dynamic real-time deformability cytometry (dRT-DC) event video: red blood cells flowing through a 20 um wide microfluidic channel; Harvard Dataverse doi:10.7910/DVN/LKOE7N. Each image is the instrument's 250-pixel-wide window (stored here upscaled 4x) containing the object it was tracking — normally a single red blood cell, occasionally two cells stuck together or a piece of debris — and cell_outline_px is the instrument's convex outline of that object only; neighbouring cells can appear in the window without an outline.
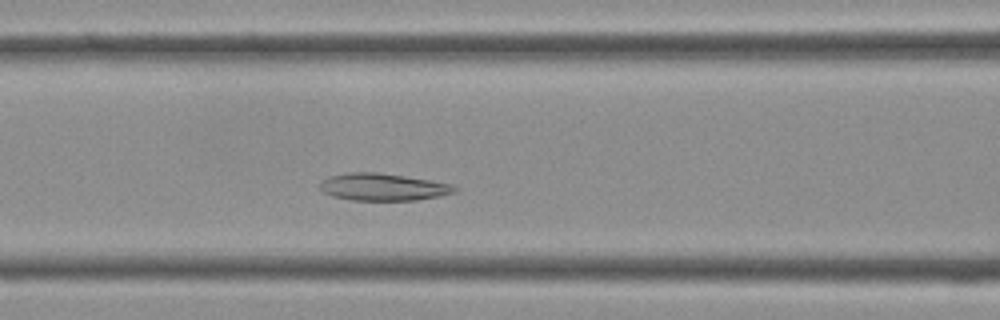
{"species": "Egyptian fruit bat (a non-hibernating species)", "species_latin": "Rousettus aegyptiacus", "temperature_condition": "cold", "stored_images_in_passage": 30, "camera_frame_rate_fps": 3000, "um_per_image_px": 0.085, "frame": {"image": 1, "passage_image": 6, "time_ms": 1.667, "image_size_px": [1000, 320], "cell_outline_px": [[460, 188], [456, 192], [440, 196], [416, 200], [352, 200], [332, 196], [320, 192], [320, 180], [328, 176], [348, 172], [380, 172], [428, 180], [448, 184]], "centroid_in_image_um": [32.49, 15.89], "position_along_channel_um": 134.1, "area_um2": 21.5}}
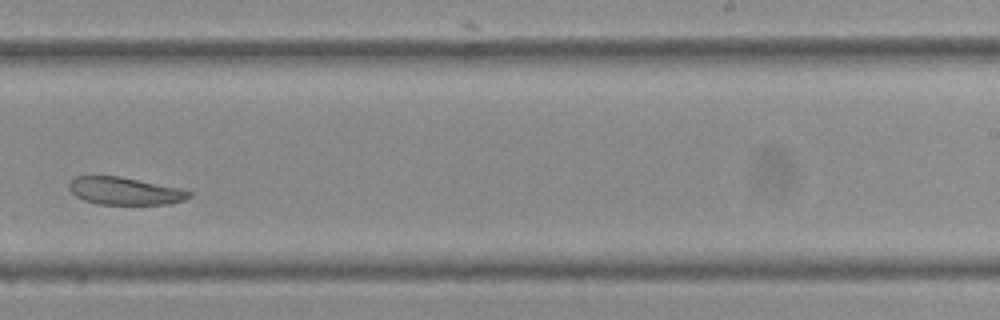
{"frame": {"image": 2, "passage_image": 15, "time_ms": 4.667, "image_size_px": [1000, 320], "cell_outline_px": [[192, 196], [184, 200], [168, 204], [100, 204], [84, 200], [76, 196], [68, 188], [68, 184], [76, 176], [120, 176], [180, 188], [192, 192]], "centroid_in_image_um": [10.62, 16.23], "position_along_channel_um": 278.4, "area_um2": 19.19}}
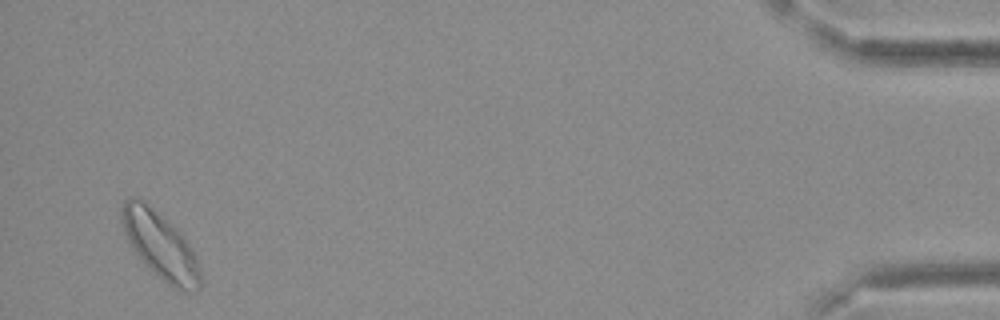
{"frame": {"image": 3, "passage_image": 29, "time_ms": 9.333, "image_size_px": [1000, 320], "cell_outline_px": [[204, 280], [200, 288], [196, 292], [184, 292], [168, 284], [140, 260], [128, 240], [124, 232], [120, 220], [120, 208], [124, 200], [132, 196], [140, 200], [172, 224], [188, 240], [196, 256]], "centroid_in_image_um": [13.66, 20.91], "position_along_channel_um": 421.5, "area_um2": 30.81}}